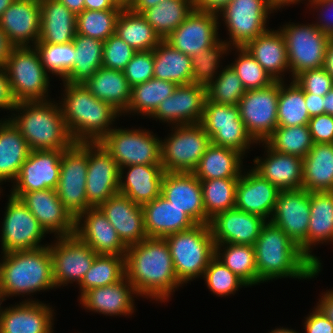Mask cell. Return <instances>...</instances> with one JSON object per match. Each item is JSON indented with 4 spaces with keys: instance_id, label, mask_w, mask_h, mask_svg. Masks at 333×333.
I'll return each mask as SVG.
<instances>
[{
    "instance_id": "cell-1",
    "label": "cell",
    "mask_w": 333,
    "mask_h": 333,
    "mask_svg": "<svg viewBox=\"0 0 333 333\" xmlns=\"http://www.w3.org/2000/svg\"><path fill=\"white\" fill-rule=\"evenodd\" d=\"M125 277L138 297L166 302L182 284L175 273L169 247L164 238L148 237L129 245L125 254Z\"/></svg>"
},
{
    "instance_id": "cell-2",
    "label": "cell",
    "mask_w": 333,
    "mask_h": 333,
    "mask_svg": "<svg viewBox=\"0 0 333 333\" xmlns=\"http://www.w3.org/2000/svg\"><path fill=\"white\" fill-rule=\"evenodd\" d=\"M253 246L260 283L279 278L307 280L321 272L281 228L268 220Z\"/></svg>"
},
{
    "instance_id": "cell-3",
    "label": "cell",
    "mask_w": 333,
    "mask_h": 333,
    "mask_svg": "<svg viewBox=\"0 0 333 333\" xmlns=\"http://www.w3.org/2000/svg\"><path fill=\"white\" fill-rule=\"evenodd\" d=\"M65 87L59 102L64 121L75 143H98L122 116L108 103L96 98L83 83L63 82Z\"/></svg>"
},
{
    "instance_id": "cell-4",
    "label": "cell",
    "mask_w": 333,
    "mask_h": 333,
    "mask_svg": "<svg viewBox=\"0 0 333 333\" xmlns=\"http://www.w3.org/2000/svg\"><path fill=\"white\" fill-rule=\"evenodd\" d=\"M50 100L18 102L12 110L18 113L3 118L21 132L31 150H66L75 143L60 104Z\"/></svg>"
},
{
    "instance_id": "cell-5",
    "label": "cell",
    "mask_w": 333,
    "mask_h": 333,
    "mask_svg": "<svg viewBox=\"0 0 333 333\" xmlns=\"http://www.w3.org/2000/svg\"><path fill=\"white\" fill-rule=\"evenodd\" d=\"M0 301L55 289L52 256L48 245L34 250L2 253Z\"/></svg>"
},
{
    "instance_id": "cell-6",
    "label": "cell",
    "mask_w": 333,
    "mask_h": 333,
    "mask_svg": "<svg viewBox=\"0 0 333 333\" xmlns=\"http://www.w3.org/2000/svg\"><path fill=\"white\" fill-rule=\"evenodd\" d=\"M164 239L169 247L178 281L182 285L203 277L209 262L215 256V243L208 224H196Z\"/></svg>"
},
{
    "instance_id": "cell-7",
    "label": "cell",
    "mask_w": 333,
    "mask_h": 333,
    "mask_svg": "<svg viewBox=\"0 0 333 333\" xmlns=\"http://www.w3.org/2000/svg\"><path fill=\"white\" fill-rule=\"evenodd\" d=\"M4 69L17 103L49 100L50 78L35 46L13 47Z\"/></svg>"
},
{
    "instance_id": "cell-8",
    "label": "cell",
    "mask_w": 333,
    "mask_h": 333,
    "mask_svg": "<svg viewBox=\"0 0 333 333\" xmlns=\"http://www.w3.org/2000/svg\"><path fill=\"white\" fill-rule=\"evenodd\" d=\"M284 37L289 70L293 78L302 71L319 69L324 66L325 53L331 37L315 24H289L279 27Z\"/></svg>"
},
{
    "instance_id": "cell-9",
    "label": "cell",
    "mask_w": 333,
    "mask_h": 333,
    "mask_svg": "<svg viewBox=\"0 0 333 333\" xmlns=\"http://www.w3.org/2000/svg\"><path fill=\"white\" fill-rule=\"evenodd\" d=\"M169 137L161 139V164L165 172H193L211 144L200 124L171 126Z\"/></svg>"
},
{
    "instance_id": "cell-10",
    "label": "cell",
    "mask_w": 333,
    "mask_h": 333,
    "mask_svg": "<svg viewBox=\"0 0 333 333\" xmlns=\"http://www.w3.org/2000/svg\"><path fill=\"white\" fill-rule=\"evenodd\" d=\"M119 168L161 164V138L146 129H112L101 141Z\"/></svg>"
},
{
    "instance_id": "cell-11",
    "label": "cell",
    "mask_w": 333,
    "mask_h": 333,
    "mask_svg": "<svg viewBox=\"0 0 333 333\" xmlns=\"http://www.w3.org/2000/svg\"><path fill=\"white\" fill-rule=\"evenodd\" d=\"M274 10L270 0H232L218 14L229 34V41H224L230 47H244L269 29L267 20Z\"/></svg>"
},
{
    "instance_id": "cell-12",
    "label": "cell",
    "mask_w": 333,
    "mask_h": 333,
    "mask_svg": "<svg viewBox=\"0 0 333 333\" xmlns=\"http://www.w3.org/2000/svg\"><path fill=\"white\" fill-rule=\"evenodd\" d=\"M57 195L65 208L76 219L91 206L87 201L86 176L88 143H74L63 150Z\"/></svg>"
},
{
    "instance_id": "cell-13",
    "label": "cell",
    "mask_w": 333,
    "mask_h": 333,
    "mask_svg": "<svg viewBox=\"0 0 333 333\" xmlns=\"http://www.w3.org/2000/svg\"><path fill=\"white\" fill-rule=\"evenodd\" d=\"M200 125L212 144L235 149L244 156L256 143L246 131L237 105L217 104L206 98Z\"/></svg>"
},
{
    "instance_id": "cell-14",
    "label": "cell",
    "mask_w": 333,
    "mask_h": 333,
    "mask_svg": "<svg viewBox=\"0 0 333 333\" xmlns=\"http://www.w3.org/2000/svg\"><path fill=\"white\" fill-rule=\"evenodd\" d=\"M279 81L268 87L246 90L238 103L240 118L256 144L264 142L278 127Z\"/></svg>"
},
{
    "instance_id": "cell-15",
    "label": "cell",
    "mask_w": 333,
    "mask_h": 333,
    "mask_svg": "<svg viewBox=\"0 0 333 333\" xmlns=\"http://www.w3.org/2000/svg\"><path fill=\"white\" fill-rule=\"evenodd\" d=\"M1 230V253L34 250L41 244L46 231L19 198L8 195Z\"/></svg>"
},
{
    "instance_id": "cell-16",
    "label": "cell",
    "mask_w": 333,
    "mask_h": 333,
    "mask_svg": "<svg viewBox=\"0 0 333 333\" xmlns=\"http://www.w3.org/2000/svg\"><path fill=\"white\" fill-rule=\"evenodd\" d=\"M48 244L53 263L55 287L69 283L80 284L84 275L92 266L97 253L75 234L56 237Z\"/></svg>"
},
{
    "instance_id": "cell-17",
    "label": "cell",
    "mask_w": 333,
    "mask_h": 333,
    "mask_svg": "<svg viewBox=\"0 0 333 333\" xmlns=\"http://www.w3.org/2000/svg\"><path fill=\"white\" fill-rule=\"evenodd\" d=\"M63 150H31L13 182L11 196L19 198L23 193L55 189L58 186Z\"/></svg>"
},
{
    "instance_id": "cell-18",
    "label": "cell",
    "mask_w": 333,
    "mask_h": 333,
    "mask_svg": "<svg viewBox=\"0 0 333 333\" xmlns=\"http://www.w3.org/2000/svg\"><path fill=\"white\" fill-rule=\"evenodd\" d=\"M120 168L110 153L98 143H88V170L86 176L87 201L99 207L119 193Z\"/></svg>"
},
{
    "instance_id": "cell-19",
    "label": "cell",
    "mask_w": 333,
    "mask_h": 333,
    "mask_svg": "<svg viewBox=\"0 0 333 333\" xmlns=\"http://www.w3.org/2000/svg\"><path fill=\"white\" fill-rule=\"evenodd\" d=\"M217 14L193 10L164 40L190 57L207 50L221 39L218 36Z\"/></svg>"
},
{
    "instance_id": "cell-20",
    "label": "cell",
    "mask_w": 333,
    "mask_h": 333,
    "mask_svg": "<svg viewBox=\"0 0 333 333\" xmlns=\"http://www.w3.org/2000/svg\"><path fill=\"white\" fill-rule=\"evenodd\" d=\"M206 86L189 83L177 85L150 116L173 126L200 124L206 101Z\"/></svg>"
},
{
    "instance_id": "cell-21",
    "label": "cell",
    "mask_w": 333,
    "mask_h": 333,
    "mask_svg": "<svg viewBox=\"0 0 333 333\" xmlns=\"http://www.w3.org/2000/svg\"><path fill=\"white\" fill-rule=\"evenodd\" d=\"M310 192L301 188L280 191L269 221L281 228L301 249L307 243Z\"/></svg>"
},
{
    "instance_id": "cell-22",
    "label": "cell",
    "mask_w": 333,
    "mask_h": 333,
    "mask_svg": "<svg viewBox=\"0 0 333 333\" xmlns=\"http://www.w3.org/2000/svg\"><path fill=\"white\" fill-rule=\"evenodd\" d=\"M19 199L47 234L53 233L55 237L74 235L75 218L60 201L55 189L26 192Z\"/></svg>"
},
{
    "instance_id": "cell-23",
    "label": "cell",
    "mask_w": 333,
    "mask_h": 333,
    "mask_svg": "<svg viewBox=\"0 0 333 333\" xmlns=\"http://www.w3.org/2000/svg\"><path fill=\"white\" fill-rule=\"evenodd\" d=\"M266 222L259 215L232 208L214 215L208 226L215 244L254 245Z\"/></svg>"
},
{
    "instance_id": "cell-24",
    "label": "cell",
    "mask_w": 333,
    "mask_h": 333,
    "mask_svg": "<svg viewBox=\"0 0 333 333\" xmlns=\"http://www.w3.org/2000/svg\"><path fill=\"white\" fill-rule=\"evenodd\" d=\"M1 304L0 301V333H54L55 312L50 305L36 299L9 308H2Z\"/></svg>"
},
{
    "instance_id": "cell-25",
    "label": "cell",
    "mask_w": 333,
    "mask_h": 333,
    "mask_svg": "<svg viewBox=\"0 0 333 333\" xmlns=\"http://www.w3.org/2000/svg\"><path fill=\"white\" fill-rule=\"evenodd\" d=\"M75 222L74 234L97 254L125 256L128 247L99 207H90Z\"/></svg>"
},
{
    "instance_id": "cell-26",
    "label": "cell",
    "mask_w": 333,
    "mask_h": 333,
    "mask_svg": "<svg viewBox=\"0 0 333 333\" xmlns=\"http://www.w3.org/2000/svg\"><path fill=\"white\" fill-rule=\"evenodd\" d=\"M40 20V0H15L2 14L0 27L14 47L35 46Z\"/></svg>"
},
{
    "instance_id": "cell-27",
    "label": "cell",
    "mask_w": 333,
    "mask_h": 333,
    "mask_svg": "<svg viewBox=\"0 0 333 333\" xmlns=\"http://www.w3.org/2000/svg\"><path fill=\"white\" fill-rule=\"evenodd\" d=\"M161 195L197 224H206L201 181L192 172H165Z\"/></svg>"
},
{
    "instance_id": "cell-28",
    "label": "cell",
    "mask_w": 333,
    "mask_h": 333,
    "mask_svg": "<svg viewBox=\"0 0 333 333\" xmlns=\"http://www.w3.org/2000/svg\"><path fill=\"white\" fill-rule=\"evenodd\" d=\"M99 208L127 247L148 238L143 208L128 197L118 193L102 203Z\"/></svg>"
},
{
    "instance_id": "cell-29",
    "label": "cell",
    "mask_w": 333,
    "mask_h": 333,
    "mask_svg": "<svg viewBox=\"0 0 333 333\" xmlns=\"http://www.w3.org/2000/svg\"><path fill=\"white\" fill-rule=\"evenodd\" d=\"M137 296L134 286L124 277L117 283L89 289L78 299L85 310L120 317L134 313V298Z\"/></svg>"
},
{
    "instance_id": "cell-30",
    "label": "cell",
    "mask_w": 333,
    "mask_h": 333,
    "mask_svg": "<svg viewBox=\"0 0 333 333\" xmlns=\"http://www.w3.org/2000/svg\"><path fill=\"white\" fill-rule=\"evenodd\" d=\"M262 143L266 157H255L252 169L280 191L301 189L303 159L277 152L272 150L265 142Z\"/></svg>"
},
{
    "instance_id": "cell-31",
    "label": "cell",
    "mask_w": 333,
    "mask_h": 333,
    "mask_svg": "<svg viewBox=\"0 0 333 333\" xmlns=\"http://www.w3.org/2000/svg\"><path fill=\"white\" fill-rule=\"evenodd\" d=\"M279 192L276 186L249 169L241 174L237 182L235 208L269 221Z\"/></svg>"
},
{
    "instance_id": "cell-32",
    "label": "cell",
    "mask_w": 333,
    "mask_h": 333,
    "mask_svg": "<svg viewBox=\"0 0 333 333\" xmlns=\"http://www.w3.org/2000/svg\"><path fill=\"white\" fill-rule=\"evenodd\" d=\"M310 213L307 243L300 252L321 270V260L311 250L315 245L333 242V191L310 192Z\"/></svg>"
},
{
    "instance_id": "cell-33",
    "label": "cell",
    "mask_w": 333,
    "mask_h": 333,
    "mask_svg": "<svg viewBox=\"0 0 333 333\" xmlns=\"http://www.w3.org/2000/svg\"><path fill=\"white\" fill-rule=\"evenodd\" d=\"M164 174L162 164H136L121 167L119 194L128 197L137 205L143 206L161 194Z\"/></svg>"
},
{
    "instance_id": "cell-34",
    "label": "cell",
    "mask_w": 333,
    "mask_h": 333,
    "mask_svg": "<svg viewBox=\"0 0 333 333\" xmlns=\"http://www.w3.org/2000/svg\"><path fill=\"white\" fill-rule=\"evenodd\" d=\"M142 208L148 237L165 238L197 224L184 210L172 205L161 194Z\"/></svg>"
},
{
    "instance_id": "cell-35",
    "label": "cell",
    "mask_w": 333,
    "mask_h": 333,
    "mask_svg": "<svg viewBox=\"0 0 333 333\" xmlns=\"http://www.w3.org/2000/svg\"><path fill=\"white\" fill-rule=\"evenodd\" d=\"M244 48L275 81H285L284 73L290 70L285 40L279 29H268Z\"/></svg>"
},
{
    "instance_id": "cell-36",
    "label": "cell",
    "mask_w": 333,
    "mask_h": 333,
    "mask_svg": "<svg viewBox=\"0 0 333 333\" xmlns=\"http://www.w3.org/2000/svg\"><path fill=\"white\" fill-rule=\"evenodd\" d=\"M40 38L37 43L67 44L76 35L77 15L57 0H40Z\"/></svg>"
},
{
    "instance_id": "cell-37",
    "label": "cell",
    "mask_w": 333,
    "mask_h": 333,
    "mask_svg": "<svg viewBox=\"0 0 333 333\" xmlns=\"http://www.w3.org/2000/svg\"><path fill=\"white\" fill-rule=\"evenodd\" d=\"M83 84L96 98L111 105L121 115L126 112L131 98V86L123 71L102 66Z\"/></svg>"
},
{
    "instance_id": "cell-38",
    "label": "cell",
    "mask_w": 333,
    "mask_h": 333,
    "mask_svg": "<svg viewBox=\"0 0 333 333\" xmlns=\"http://www.w3.org/2000/svg\"><path fill=\"white\" fill-rule=\"evenodd\" d=\"M31 149L9 119L0 120V185L14 182ZM2 187L0 186V191Z\"/></svg>"
},
{
    "instance_id": "cell-39",
    "label": "cell",
    "mask_w": 333,
    "mask_h": 333,
    "mask_svg": "<svg viewBox=\"0 0 333 333\" xmlns=\"http://www.w3.org/2000/svg\"><path fill=\"white\" fill-rule=\"evenodd\" d=\"M239 151L210 144L192 172L200 181L216 178H239L244 168Z\"/></svg>"
},
{
    "instance_id": "cell-40",
    "label": "cell",
    "mask_w": 333,
    "mask_h": 333,
    "mask_svg": "<svg viewBox=\"0 0 333 333\" xmlns=\"http://www.w3.org/2000/svg\"><path fill=\"white\" fill-rule=\"evenodd\" d=\"M302 188L308 192L333 191V143H314L303 158Z\"/></svg>"
},
{
    "instance_id": "cell-41",
    "label": "cell",
    "mask_w": 333,
    "mask_h": 333,
    "mask_svg": "<svg viewBox=\"0 0 333 333\" xmlns=\"http://www.w3.org/2000/svg\"><path fill=\"white\" fill-rule=\"evenodd\" d=\"M154 52V78L167 80L176 85L192 83L191 57L162 40Z\"/></svg>"
},
{
    "instance_id": "cell-42",
    "label": "cell",
    "mask_w": 333,
    "mask_h": 333,
    "mask_svg": "<svg viewBox=\"0 0 333 333\" xmlns=\"http://www.w3.org/2000/svg\"><path fill=\"white\" fill-rule=\"evenodd\" d=\"M115 34L137 52L154 50L162 41L146 19L129 8L122 9L119 14Z\"/></svg>"
},
{
    "instance_id": "cell-43",
    "label": "cell",
    "mask_w": 333,
    "mask_h": 333,
    "mask_svg": "<svg viewBox=\"0 0 333 333\" xmlns=\"http://www.w3.org/2000/svg\"><path fill=\"white\" fill-rule=\"evenodd\" d=\"M73 44L76 50L74 65L63 82L84 83L102 67L104 42L76 34Z\"/></svg>"
},
{
    "instance_id": "cell-44",
    "label": "cell",
    "mask_w": 333,
    "mask_h": 333,
    "mask_svg": "<svg viewBox=\"0 0 333 333\" xmlns=\"http://www.w3.org/2000/svg\"><path fill=\"white\" fill-rule=\"evenodd\" d=\"M192 11V0H163L144 10L141 15L164 40Z\"/></svg>"
},
{
    "instance_id": "cell-45",
    "label": "cell",
    "mask_w": 333,
    "mask_h": 333,
    "mask_svg": "<svg viewBox=\"0 0 333 333\" xmlns=\"http://www.w3.org/2000/svg\"><path fill=\"white\" fill-rule=\"evenodd\" d=\"M177 85L171 81L152 78L144 83L131 87V98L124 115L140 114L149 118L159 104L168 98Z\"/></svg>"
},
{
    "instance_id": "cell-46",
    "label": "cell",
    "mask_w": 333,
    "mask_h": 333,
    "mask_svg": "<svg viewBox=\"0 0 333 333\" xmlns=\"http://www.w3.org/2000/svg\"><path fill=\"white\" fill-rule=\"evenodd\" d=\"M215 256L234 274L241 278L248 287L260 283L258 281L253 245L234 243L215 244Z\"/></svg>"
},
{
    "instance_id": "cell-47",
    "label": "cell",
    "mask_w": 333,
    "mask_h": 333,
    "mask_svg": "<svg viewBox=\"0 0 333 333\" xmlns=\"http://www.w3.org/2000/svg\"><path fill=\"white\" fill-rule=\"evenodd\" d=\"M279 81L277 107L278 126L306 125L310 116L305 104V93L294 80L288 84Z\"/></svg>"
},
{
    "instance_id": "cell-48",
    "label": "cell",
    "mask_w": 333,
    "mask_h": 333,
    "mask_svg": "<svg viewBox=\"0 0 333 333\" xmlns=\"http://www.w3.org/2000/svg\"><path fill=\"white\" fill-rule=\"evenodd\" d=\"M238 180L239 178H216L201 181L206 224L214 215L235 208Z\"/></svg>"
},
{
    "instance_id": "cell-49",
    "label": "cell",
    "mask_w": 333,
    "mask_h": 333,
    "mask_svg": "<svg viewBox=\"0 0 333 333\" xmlns=\"http://www.w3.org/2000/svg\"><path fill=\"white\" fill-rule=\"evenodd\" d=\"M125 277V256L97 254L92 266L84 275L80 286L85 291L119 282Z\"/></svg>"
},
{
    "instance_id": "cell-50",
    "label": "cell",
    "mask_w": 333,
    "mask_h": 333,
    "mask_svg": "<svg viewBox=\"0 0 333 333\" xmlns=\"http://www.w3.org/2000/svg\"><path fill=\"white\" fill-rule=\"evenodd\" d=\"M272 150L303 159L314 145L308 124L278 126L264 141Z\"/></svg>"
},
{
    "instance_id": "cell-51",
    "label": "cell",
    "mask_w": 333,
    "mask_h": 333,
    "mask_svg": "<svg viewBox=\"0 0 333 333\" xmlns=\"http://www.w3.org/2000/svg\"><path fill=\"white\" fill-rule=\"evenodd\" d=\"M122 10H83L77 14L76 34L107 40L115 33L116 21Z\"/></svg>"
},
{
    "instance_id": "cell-52",
    "label": "cell",
    "mask_w": 333,
    "mask_h": 333,
    "mask_svg": "<svg viewBox=\"0 0 333 333\" xmlns=\"http://www.w3.org/2000/svg\"><path fill=\"white\" fill-rule=\"evenodd\" d=\"M246 89L234 69L227 65L218 76L206 86L209 101L224 105H238Z\"/></svg>"
},
{
    "instance_id": "cell-53",
    "label": "cell",
    "mask_w": 333,
    "mask_h": 333,
    "mask_svg": "<svg viewBox=\"0 0 333 333\" xmlns=\"http://www.w3.org/2000/svg\"><path fill=\"white\" fill-rule=\"evenodd\" d=\"M232 49L226 41L220 40L213 47L200 51L191 57L192 83L207 86L218 76L220 59Z\"/></svg>"
},
{
    "instance_id": "cell-54",
    "label": "cell",
    "mask_w": 333,
    "mask_h": 333,
    "mask_svg": "<svg viewBox=\"0 0 333 333\" xmlns=\"http://www.w3.org/2000/svg\"><path fill=\"white\" fill-rule=\"evenodd\" d=\"M238 54L229 65L234 69L246 90L261 89L270 86L275 80L244 47H233Z\"/></svg>"
},
{
    "instance_id": "cell-55",
    "label": "cell",
    "mask_w": 333,
    "mask_h": 333,
    "mask_svg": "<svg viewBox=\"0 0 333 333\" xmlns=\"http://www.w3.org/2000/svg\"><path fill=\"white\" fill-rule=\"evenodd\" d=\"M35 47L45 70L63 81L74 65L76 50L73 41L67 44L36 43Z\"/></svg>"
},
{
    "instance_id": "cell-56",
    "label": "cell",
    "mask_w": 333,
    "mask_h": 333,
    "mask_svg": "<svg viewBox=\"0 0 333 333\" xmlns=\"http://www.w3.org/2000/svg\"><path fill=\"white\" fill-rule=\"evenodd\" d=\"M206 281L208 289L217 296L226 297L231 294L234 295L236 291L242 287L247 288V284L227 268L216 256H214L206 270L203 277Z\"/></svg>"
},
{
    "instance_id": "cell-57",
    "label": "cell",
    "mask_w": 333,
    "mask_h": 333,
    "mask_svg": "<svg viewBox=\"0 0 333 333\" xmlns=\"http://www.w3.org/2000/svg\"><path fill=\"white\" fill-rule=\"evenodd\" d=\"M136 52L114 33L104 41L102 66L123 71Z\"/></svg>"
},
{
    "instance_id": "cell-58",
    "label": "cell",
    "mask_w": 333,
    "mask_h": 333,
    "mask_svg": "<svg viewBox=\"0 0 333 333\" xmlns=\"http://www.w3.org/2000/svg\"><path fill=\"white\" fill-rule=\"evenodd\" d=\"M154 52L139 51L136 52L133 58L127 63L123 70L125 78L131 87L134 85L144 83L154 77Z\"/></svg>"
},
{
    "instance_id": "cell-59",
    "label": "cell",
    "mask_w": 333,
    "mask_h": 333,
    "mask_svg": "<svg viewBox=\"0 0 333 333\" xmlns=\"http://www.w3.org/2000/svg\"><path fill=\"white\" fill-rule=\"evenodd\" d=\"M293 80L304 91L324 97L333 89V78L322 67L319 69L302 71Z\"/></svg>"
},
{
    "instance_id": "cell-60",
    "label": "cell",
    "mask_w": 333,
    "mask_h": 333,
    "mask_svg": "<svg viewBox=\"0 0 333 333\" xmlns=\"http://www.w3.org/2000/svg\"><path fill=\"white\" fill-rule=\"evenodd\" d=\"M308 127L314 143H333V115L311 117Z\"/></svg>"
},
{
    "instance_id": "cell-61",
    "label": "cell",
    "mask_w": 333,
    "mask_h": 333,
    "mask_svg": "<svg viewBox=\"0 0 333 333\" xmlns=\"http://www.w3.org/2000/svg\"><path fill=\"white\" fill-rule=\"evenodd\" d=\"M319 12L318 20L314 23L323 33L333 38V0H309L308 6ZM320 8V9H319Z\"/></svg>"
},
{
    "instance_id": "cell-62",
    "label": "cell",
    "mask_w": 333,
    "mask_h": 333,
    "mask_svg": "<svg viewBox=\"0 0 333 333\" xmlns=\"http://www.w3.org/2000/svg\"><path fill=\"white\" fill-rule=\"evenodd\" d=\"M304 324L305 333H333V323L316 305Z\"/></svg>"
},
{
    "instance_id": "cell-63",
    "label": "cell",
    "mask_w": 333,
    "mask_h": 333,
    "mask_svg": "<svg viewBox=\"0 0 333 333\" xmlns=\"http://www.w3.org/2000/svg\"><path fill=\"white\" fill-rule=\"evenodd\" d=\"M16 104L17 102L13 97L6 70L0 68V108L12 112Z\"/></svg>"
},
{
    "instance_id": "cell-64",
    "label": "cell",
    "mask_w": 333,
    "mask_h": 333,
    "mask_svg": "<svg viewBox=\"0 0 333 333\" xmlns=\"http://www.w3.org/2000/svg\"><path fill=\"white\" fill-rule=\"evenodd\" d=\"M232 0H192L193 10L219 14Z\"/></svg>"
},
{
    "instance_id": "cell-65",
    "label": "cell",
    "mask_w": 333,
    "mask_h": 333,
    "mask_svg": "<svg viewBox=\"0 0 333 333\" xmlns=\"http://www.w3.org/2000/svg\"><path fill=\"white\" fill-rule=\"evenodd\" d=\"M305 104L310 118L324 114V97L305 93Z\"/></svg>"
},
{
    "instance_id": "cell-66",
    "label": "cell",
    "mask_w": 333,
    "mask_h": 333,
    "mask_svg": "<svg viewBox=\"0 0 333 333\" xmlns=\"http://www.w3.org/2000/svg\"><path fill=\"white\" fill-rule=\"evenodd\" d=\"M317 307L333 323V289L322 293V297L317 302Z\"/></svg>"
},
{
    "instance_id": "cell-67",
    "label": "cell",
    "mask_w": 333,
    "mask_h": 333,
    "mask_svg": "<svg viewBox=\"0 0 333 333\" xmlns=\"http://www.w3.org/2000/svg\"><path fill=\"white\" fill-rule=\"evenodd\" d=\"M113 0H84V10H122Z\"/></svg>"
},
{
    "instance_id": "cell-68",
    "label": "cell",
    "mask_w": 333,
    "mask_h": 333,
    "mask_svg": "<svg viewBox=\"0 0 333 333\" xmlns=\"http://www.w3.org/2000/svg\"><path fill=\"white\" fill-rule=\"evenodd\" d=\"M13 47L14 46L10 43L8 37L0 27V68L5 67Z\"/></svg>"
},
{
    "instance_id": "cell-69",
    "label": "cell",
    "mask_w": 333,
    "mask_h": 333,
    "mask_svg": "<svg viewBox=\"0 0 333 333\" xmlns=\"http://www.w3.org/2000/svg\"><path fill=\"white\" fill-rule=\"evenodd\" d=\"M163 0H132V4L129 9L134 12L141 14L144 10L159 4Z\"/></svg>"
},
{
    "instance_id": "cell-70",
    "label": "cell",
    "mask_w": 333,
    "mask_h": 333,
    "mask_svg": "<svg viewBox=\"0 0 333 333\" xmlns=\"http://www.w3.org/2000/svg\"><path fill=\"white\" fill-rule=\"evenodd\" d=\"M323 68L333 78V38L328 42Z\"/></svg>"
},
{
    "instance_id": "cell-71",
    "label": "cell",
    "mask_w": 333,
    "mask_h": 333,
    "mask_svg": "<svg viewBox=\"0 0 333 333\" xmlns=\"http://www.w3.org/2000/svg\"><path fill=\"white\" fill-rule=\"evenodd\" d=\"M63 3L71 12L76 15L84 10V0H57Z\"/></svg>"
},
{
    "instance_id": "cell-72",
    "label": "cell",
    "mask_w": 333,
    "mask_h": 333,
    "mask_svg": "<svg viewBox=\"0 0 333 333\" xmlns=\"http://www.w3.org/2000/svg\"><path fill=\"white\" fill-rule=\"evenodd\" d=\"M333 115V89L324 96V114Z\"/></svg>"
},
{
    "instance_id": "cell-73",
    "label": "cell",
    "mask_w": 333,
    "mask_h": 333,
    "mask_svg": "<svg viewBox=\"0 0 333 333\" xmlns=\"http://www.w3.org/2000/svg\"><path fill=\"white\" fill-rule=\"evenodd\" d=\"M302 0H270L271 5L275 11L281 9V7L289 6L291 4H300ZM304 1V0H303ZM309 1V0H308Z\"/></svg>"
},
{
    "instance_id": "cell-74",
    "label": "cell",
    "mask_w": 333,
    "mask_h": 333,
    "mask_svg": "<svg viewBox=\"0 0 333 333\" xmlns=\"http://www.w3.org/2000/svg\"><path fill=\"white\" fill-rule=\"evenodd\" d=\"M15 0H0V18L4 11L14 2Z\"/></svg>"
},
{
    "instance_id": "cell-75",
    "label": "cell",
    "mask_w": 333,
    "mask_h": 333,
    "mask_svg": "<svg viewBox=\"0 0 333 333\" xmlns=\"http://www.w3.org/2000/svg\"><path fill=\"white\" fill-rule=\"evenodd\" d=\"M117 6L122 7L123 9L129 8L132 4V0H113Z\"/></svg>"
},
{
    "instance_id": "cell-76",
    "label": "cell",
    "mask_w": 333,
    "mask_h": 333,
    "mask_svg": "<svg viewBox=\"0 0 333 333\" xmlns=\"http://www.w3.org/2000/svg\"><path fill=\"white\" fill-rule=\"evenodd\" d=\"M269 333H299L297 332L296 330H293V329H289L288 327L286 328H275L274 330H272L271 332Z\"/></svg>"
}]
</instances>
